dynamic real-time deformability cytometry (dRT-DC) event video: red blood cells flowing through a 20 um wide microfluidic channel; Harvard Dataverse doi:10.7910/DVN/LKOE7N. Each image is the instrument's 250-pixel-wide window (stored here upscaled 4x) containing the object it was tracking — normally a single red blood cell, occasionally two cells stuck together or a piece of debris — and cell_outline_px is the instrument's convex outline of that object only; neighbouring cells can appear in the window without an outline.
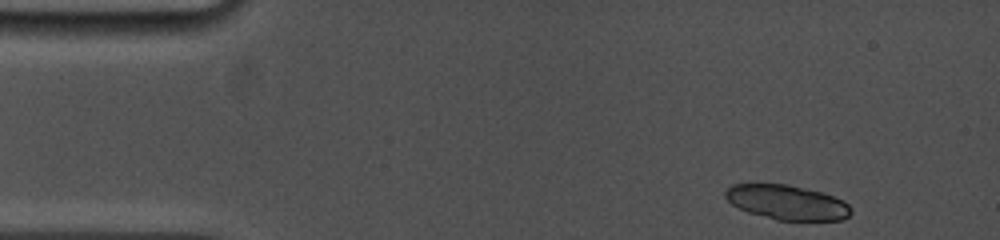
{"species": "common noctule bat (a hibernating species)", "species_latin": "Nyctalus noctula", "temperature_condition": "cold", "stored_images_in_passage": 4, "camera_frame_rate_fps": 5000, "um_per_image_px": 0.085, "animal": {"sex": "female", "body_mass_g": 19.0, "forearm_length_mm": 53.3}, "frame": {"image": 1, "passage_image": 1, "time_ms": 0.0, "image_size_px": [1000, 240], "cell_outline_px": [[852, 212], [844, 220], [776, 220], [748, 212], [732, 204], [724, 196], [724, 192], [732, 184], [788, 184], [820, 192], [844, 200], [852, 208]], "centroid_in_image_um": [66.91, 17.2], "position_along_channel_um": 18.1, "area_um2": 25.32}}